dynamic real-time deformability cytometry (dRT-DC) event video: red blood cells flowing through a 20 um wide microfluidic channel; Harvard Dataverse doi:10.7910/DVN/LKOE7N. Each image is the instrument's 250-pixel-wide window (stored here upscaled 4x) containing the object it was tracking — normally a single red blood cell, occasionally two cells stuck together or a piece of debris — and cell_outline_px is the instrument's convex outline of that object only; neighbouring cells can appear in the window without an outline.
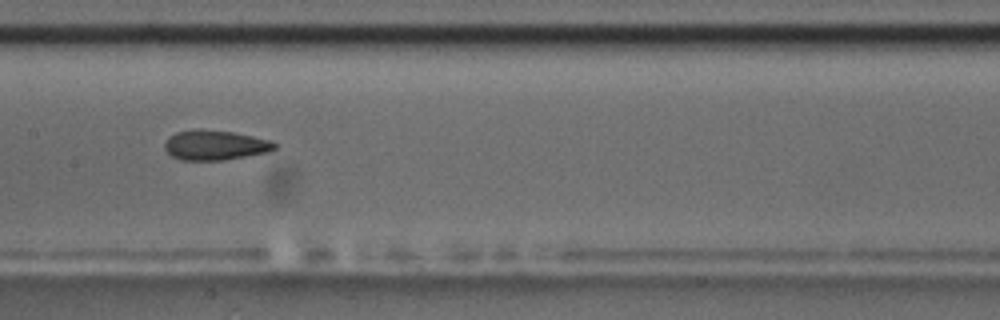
{"species": "common noctule bat (a hibernating species)", "species_latin": "Nyctalus noctula", "temperature_condition": "room temperature", "stored_images_in_passage": 13, "camera_frame_rate_fps": 3000, "um_per_image_px": 0.085, "animal": {"sex": "male", "body_mass_g": 17.5, "forearm_length_mm": 52.3}, "frame": {"image": 1, "passage_image": 8, "time_ms": 9.0, "image_size_px": [1000, 320], "cell_outline_px": [[276, 148], [268, 152], [224, 160], [180, 160], [172, 156], [164, 148], [164, 144], [168, 136], [176, 132], [192, 128], [200, 128], [232, 132], [272, 140], [276, 144]], "centroid_in_image_um": [18.25, 12.32], "position_along_channel_um": 189.2, "area_um2": 19.36}, "authors_computed_cell_mechanics": {"area_um2": 19.3052, "velocity_mm_per_s": 3.5029, "shape_relaxation_time_tau1_ms": 8.6388, "shape_relaxation_time_tau2_ms": 2.0589, "deformation_change_tau1": 0.1652, "deformation_change_tau2": 0.0939}}